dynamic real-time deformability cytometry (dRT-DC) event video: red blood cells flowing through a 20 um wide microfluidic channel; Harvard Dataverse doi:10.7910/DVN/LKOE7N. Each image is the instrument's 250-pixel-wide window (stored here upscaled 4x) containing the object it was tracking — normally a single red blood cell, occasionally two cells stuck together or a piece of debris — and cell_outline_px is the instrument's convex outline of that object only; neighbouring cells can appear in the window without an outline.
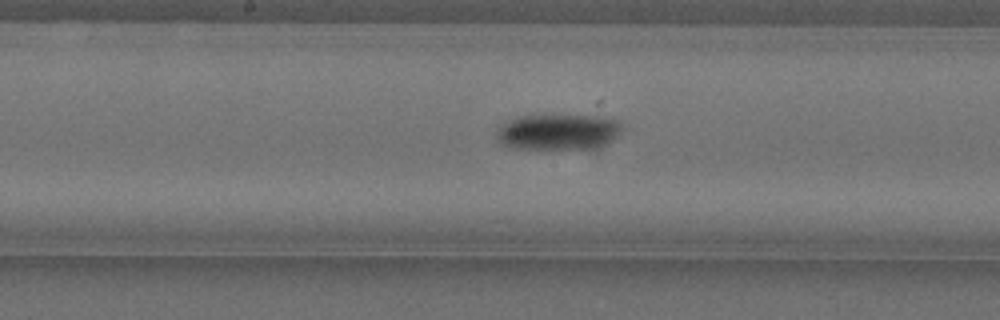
{"species": "Egyptian fruit bat (a non-hibernating species)", "species_latin": "Rousettus aegyptiacus", "temperature_condition": "cold", "stored_images_in_passage": 59, "camera_frame_rate_fps": 3000, "um_per_image_px": 0.085, "animal": {"sex": "female"}, "frame": {"image": 1, "passage_image": 33, "time_ms": 10.667, "image_size_px": [1000, 320], "cell_outline_px": [[624, 128], [612, 140], [600, 148], [516, 148], [500, 144], [496, 140], [496, 132], [504, 124], [512, 120], [524, 116], [596, 116], [620, 120]], "centroid_in_image_um": [47.5, 11.22], "position_along_channel_um": 200.7, "area_um2": 25.84}}
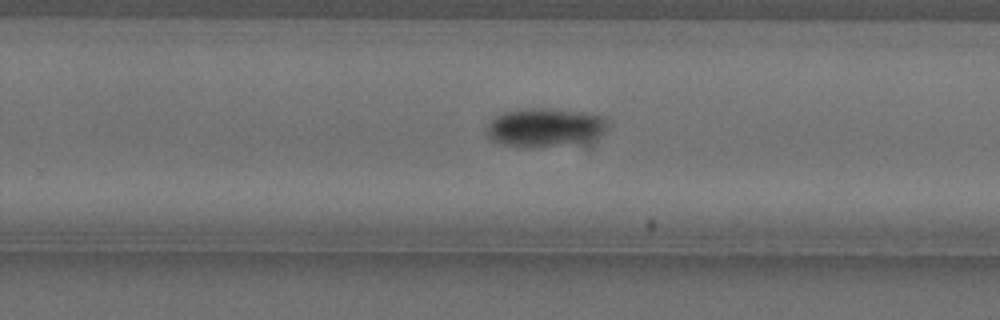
{"frame": {"image": 2, "passage_image": 40, "time_ms": 13.0, "image_size_px": [1000, 320], "cell_outline_px": [[608, 124], [592, 148], [588, 148], [504, 144], [492, 140], [488, 136], [488, 124], [492, 116], [504, 112], [520, 108], [552, 108], [584, 112], [604, 116], [608, 120]], "centroid_in_image_um": [46.5, 10.86], "position_along_channel_um": 283.3, "area_um2": 28.55}}
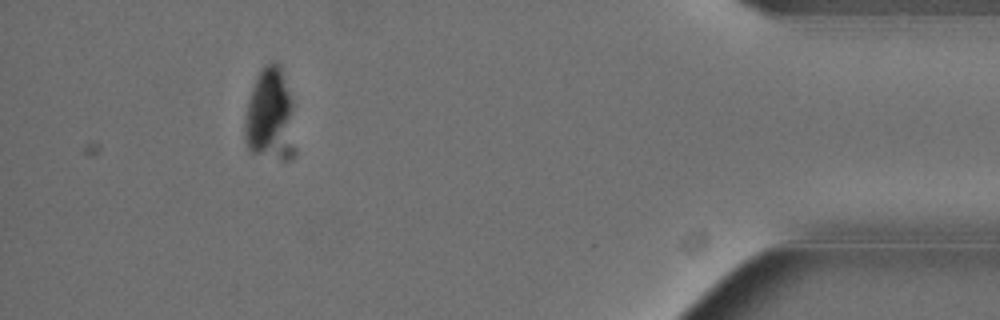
{"frame": {"image": 3, "passage_image": 55, "time_ms": 18.0, "image_size_px": [1000, 320], "cell_outline_px": [[296, 156], [292, 160], [280, 160], [252, 152], [248, 148], [244, 140], [244, 120], [248, 100], [256, 76], [264, 64], [272, 60], [280, 64], [292, 100], [296, 148]], "centroid_in_image_um": [22.99, 9.82], "position_along_channel_um": 412.2, "area_um2": 28.32}, "authors_computed_cell_mechanics": {"area_um2": 27.8596, "velocity_mm_per_s": 3.5812, "shape_relaxation_time_tau1_ms": 10.5394, "shape_relaxation_time_tau2_ms": null, "deformation_change_tau1": 0.163, "deformation_change_tau2": null}}